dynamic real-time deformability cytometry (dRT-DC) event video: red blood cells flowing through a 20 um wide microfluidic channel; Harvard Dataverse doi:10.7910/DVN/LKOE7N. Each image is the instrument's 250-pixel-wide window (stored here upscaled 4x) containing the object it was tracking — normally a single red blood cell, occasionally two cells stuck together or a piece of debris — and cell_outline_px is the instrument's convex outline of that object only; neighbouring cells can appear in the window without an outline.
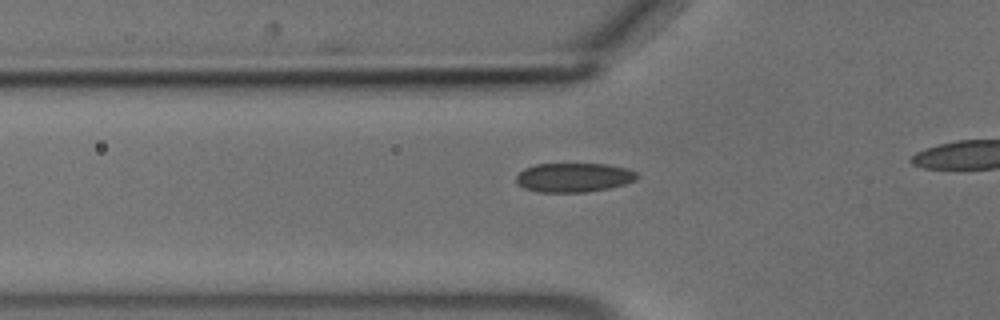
{"species": "common noctule bat (a hibernating species)", "species_latin": "Nyctalus noctula", "temperature_condition": "cold", "stored_images_in_passage": 42, "camera_frame_rate_fps": 3000, "um_per_image_px": 0.085, "animal": {"sex": "male", "body_mass_g": 18.8}, "frame": {"image": 1, "passage_image": 14, "time_ms": 4.333, "image_size_px": [1000, 320], "cell_outline_px": [[640, 176], [636, 180], [624, 184], [608, 188], [588, 192], [536, 192], [524, 188], [516, 184], [516, 176], [524, 168], [536, 164], [608, 164], [628, 168], [636, 172]], "centroid_in_image_um": [48.77, 15.08], "position_along_channel_um": 77.0, "area_um2": 20.75}}
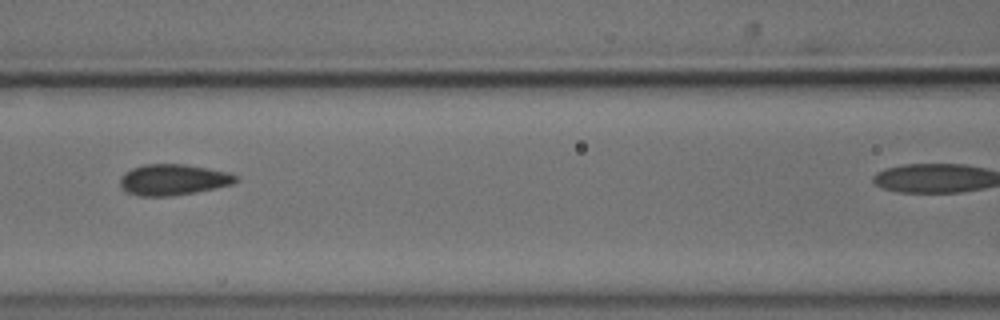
{"frame": {"image": 2, "passage_image": 20, "time_ms": 6.333, "image_size_px": [1000, 320], "cell_outline_px": [[236, 180], [232, 184], [196, 192], [168, 196], [140, 196], [128, 192], [120, 184], [120, 176], [124, 172], [132, 168], [144, 164], [184, 164], [208, 168], [228, 172], [236, 176]], "centroid_in_image_um": [14.69, 15.26], "position_along_channel_um": 151.9, "area_um2": 20.69}}
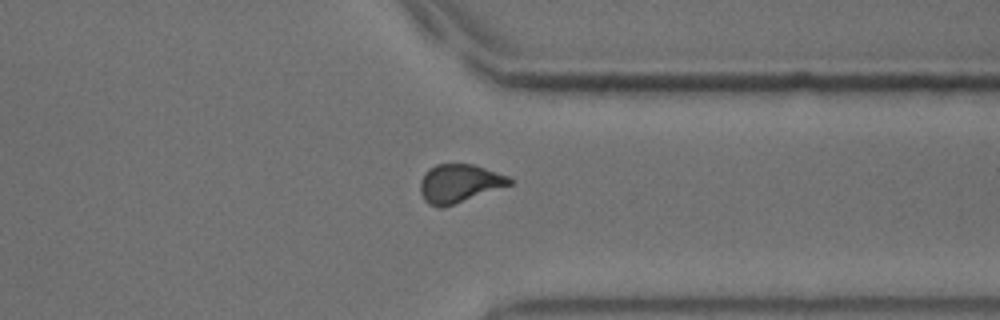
{"frame": {"image": 3, "passage_image": 38, "time_ms": 12.333, "image_size_px": [1000, 320], "cell_outline_px": [[512, 184], [444, 208], [440, 208], [428, 204], [424, 200], [420, 192], [420, 180], [428, 168], [436, 164], [472, 164], [508, 176], [512, 180]], "centroid_in_image_um": [38.99, 15.6], "position_along_channel_um": 372.4, "area_um2": 20.0}}